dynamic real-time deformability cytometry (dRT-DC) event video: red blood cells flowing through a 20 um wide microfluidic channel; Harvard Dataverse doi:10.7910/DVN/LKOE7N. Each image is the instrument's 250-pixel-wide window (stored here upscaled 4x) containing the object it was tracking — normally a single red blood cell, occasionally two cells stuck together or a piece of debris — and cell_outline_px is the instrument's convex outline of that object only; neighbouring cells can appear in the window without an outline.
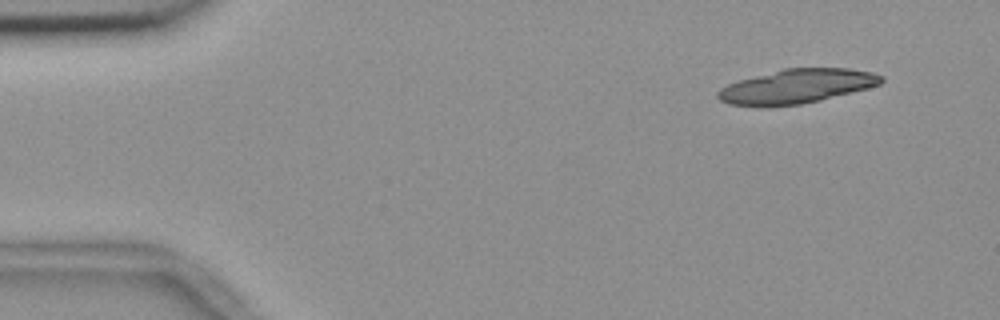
{"species": "common noctule bat (a hibernating species)", "species_latin": "Nyctalus noctula", "temperature_condition": "room temperature", "stored_images_in_passage": 4, "camera_frame_rate_fps": 3000, "um_per_image_px": 0.085, "animal": {"sex": "female", "body_mass_g": 18.4}, "frame": {"image": 1, "passage_image": 1, "time_ms": 0.0, "image_size_px": [1000, 320], "cell_outline_px": [[884, 80], [880, 84], [820, 100], [800, 104], [764, 108], [728, 104], [720, 100], [716, 96], [716, 92], [720, 88], [728, 84], [740, 80], [784, 68], [848, 68], [872, 72], [884, 76]], "centroid_in_image_um": [67.66, 7.35], "position_along_channel_um": 17.3, "area_um2": 32.66}}